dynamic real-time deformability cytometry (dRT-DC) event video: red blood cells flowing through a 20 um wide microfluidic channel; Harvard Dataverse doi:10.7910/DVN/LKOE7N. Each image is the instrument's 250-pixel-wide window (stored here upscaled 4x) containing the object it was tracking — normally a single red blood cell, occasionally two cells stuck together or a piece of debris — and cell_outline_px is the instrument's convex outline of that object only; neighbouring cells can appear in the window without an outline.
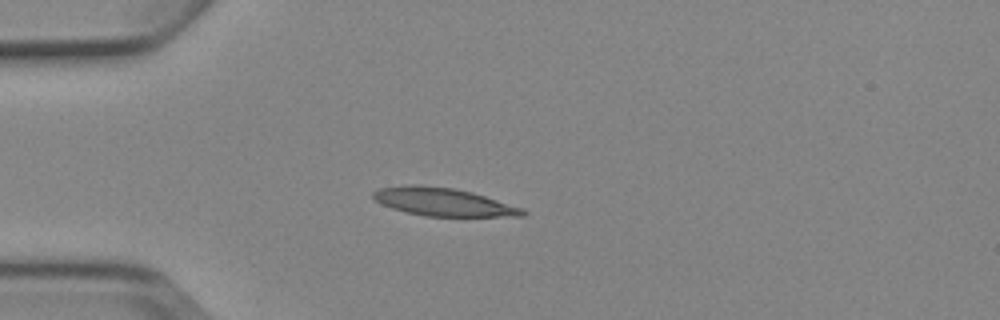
{"species": "Egyptian fruit bat (a non-hibernating species)", "species_latin": "Rousettus aegyptiacus", "temperature_condition": "cold", "stored_images_in_passage": 4, "camera_frame_rate_fps": 3000, "um_per_image_px": 0.085, "animal": {"sex": "female"}, "frame": {"image": 1, "passage_image": 4, "time_ms": 4.333, "image_size_px": [1000, 320], "cell_outline_px": [[528, 212], [524, 216], [424, 216], [392, 208], [376, 200], [372, 196], [372, 192], [380, 188], [408, 184], [420, 184], [452, 188], [472, 192], [524, 208]], "centroid_in_image_um": [37.7, 17.15], "position_along_channel_um": 47.3, "area_um2": 24.33}}